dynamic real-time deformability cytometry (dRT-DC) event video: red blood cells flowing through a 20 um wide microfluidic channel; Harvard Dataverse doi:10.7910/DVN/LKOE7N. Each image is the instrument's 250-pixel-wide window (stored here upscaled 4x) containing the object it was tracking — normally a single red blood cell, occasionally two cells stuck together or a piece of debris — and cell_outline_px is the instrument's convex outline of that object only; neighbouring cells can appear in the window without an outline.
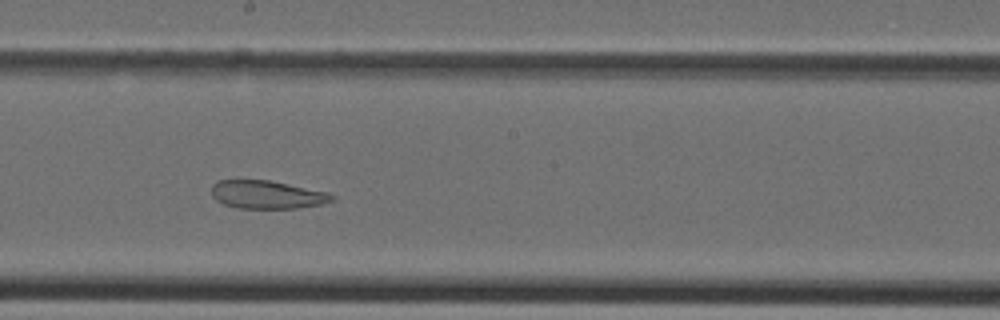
{"species": "Egyptian fruit bat (a non-hibernating species)", "species_latin": "Rousettus aegyptiacus", "temperature_condition": "cold", "stored_images_in_passage": 35, "camera_frame_rate_fps": 3000, "um_per_image_px": 0.085, "animal": {"sex": "female"}, "frame": {"image": 1, "passage_image": 17, "time_ms": 5.333, "image_size_px": [1000, 320], "cell_outline_px": [[336, 196], [332, 200], [320, 204], [296, 208], [240, 208], [224, 204], [216, 200], [212, 196], [212, 184], [220, 180], [268, 180], [328, 192]], "centroid_in_image_um": [22.68, 16.54], "position_along_channel_um": 225.5, "area_um2": 19.54}}
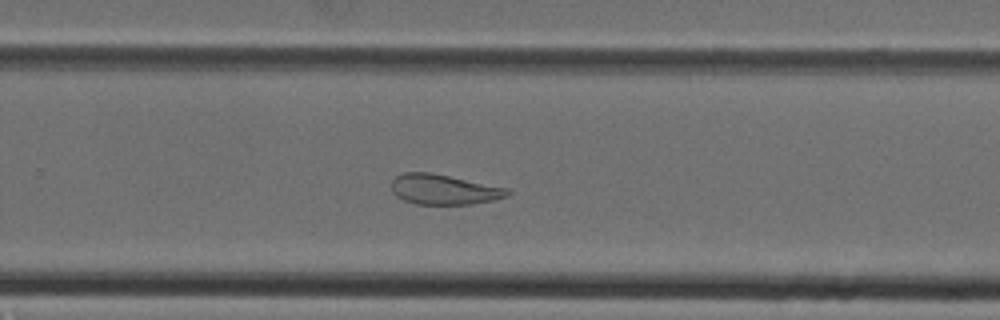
{"frame": {"image": 2, "passage_image": 21, "time_ms": 6.667, "image_size_px": [1000, 320], "cell_outline_px": [[512, 192], [508, 196], [496, 200], [472, 204], [416, 204], [404, 200], [396, 196], [392, 192], [392, 180], [396, 176], [404, 172], [432, 172], [508, 188]], "centroid_in_image_um": [37.75, 16.1], "position_along_channel_um": 292.0, "area_um2": 20.58}}
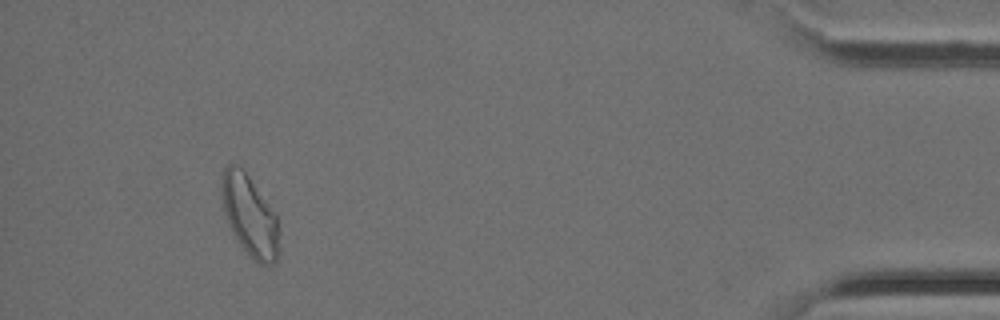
{"frame": {"image": 3, "passage_image": 32, "time_ms": 10.333, "image_size_px": [1000, 320], "cell_outline_px": [[280, 252], [276, 260], [268, 268], [260, 264], [240, 244], [228, 224], [224, 212], [220, 188], [220, 184], [224, 168], [228, 164], [236, 164], [248, 176], [268, 204], [276, 216]], "centroid_in_image_um": [21.21, 18.35], "position_along_channel_um": 414.0, "area_um2": 26.65}}